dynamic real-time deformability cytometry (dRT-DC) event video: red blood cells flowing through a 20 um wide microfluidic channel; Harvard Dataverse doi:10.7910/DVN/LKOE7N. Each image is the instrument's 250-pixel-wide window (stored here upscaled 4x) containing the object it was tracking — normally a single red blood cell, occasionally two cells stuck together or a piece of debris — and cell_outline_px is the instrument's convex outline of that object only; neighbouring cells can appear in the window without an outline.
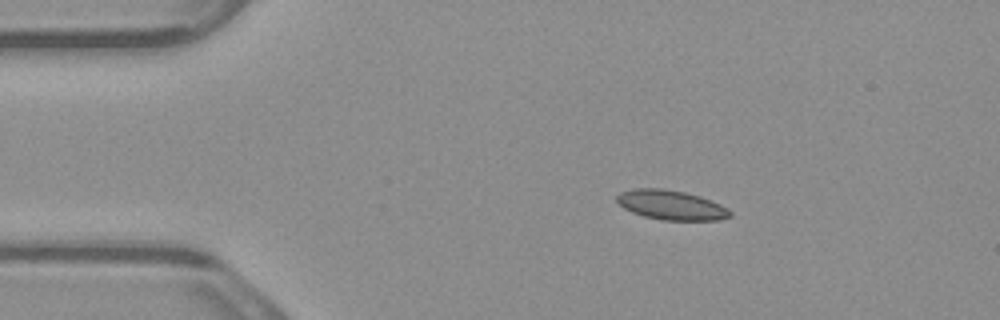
{"species": "common noctule bat (a hibernating species)", "species_latin": "Nyctalus noctula", "temperature_condition": "warm", "stored_images_in_passage": 4, "camera_frame_rate_fps": 3000, "um_per_image_px": 0.085, "animal": {"sex": "male", "body_mass_g": 23.1, "forearm_length_mm": 52.7}, "frame": {"image": 1, "passage_image": 1, "time_ms": 0.0, "image_size_px": [1000, 320], "cell_outline_px": [[732, 216], [720, 220], [664, 220], [644, 216], [632, 212], [624, 208], [616, 200], [616, 196], [620, 192], [632, 188], [664, 188], [684, 192], [700, 196], [720, 204], [728, 208], [732, 212]], "centroid_in_image_um": [57.05, 17.42], "position_along_channel_um": 27.9, "area_um2": 19.59}}
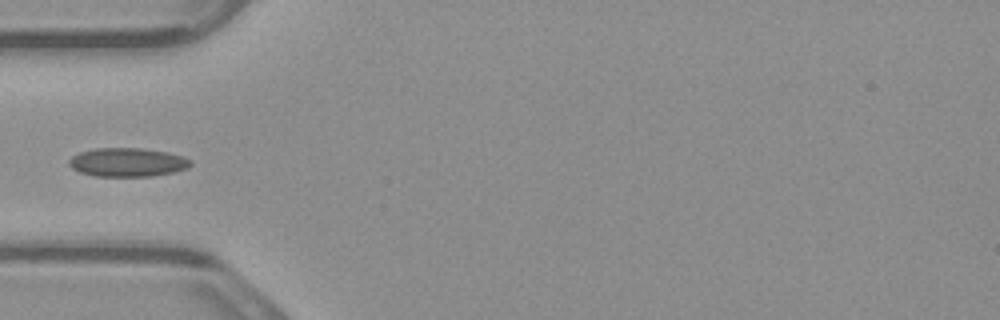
{"frame": {"image": 2, "passage_image": 3, "time_ms": 0.667, "image_size_px": [1000, 320], "cell_outline_px": [[192, 164], [188, 168], [172, 172], [152, 176], [96, 176], [80, 172], [72, 168], [68, 164], [68, 160], [72, 156], [80, 152], [92, 148], [140, 148], [168, 152], [192, 160]], "centroid_in_image_um": [10.82, 13.79], "position_along_channel_um": 74.2, "area_um2": 20.35}}
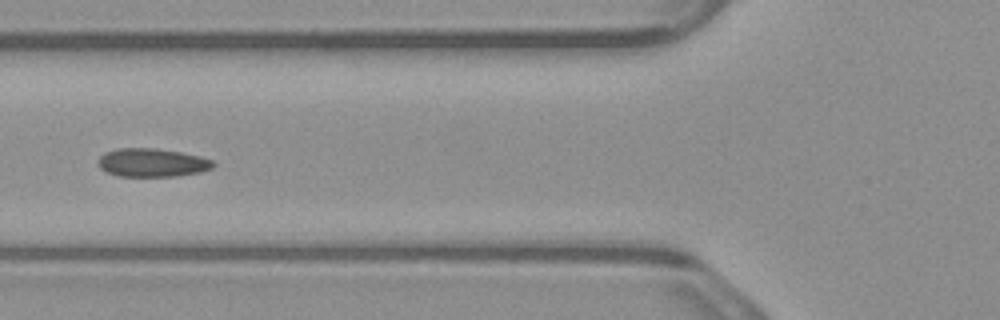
{"frame": {"image": 3, "passage_image": 4, "time_ms": 1.0, "image_size_px": [1000, 320], "cell_outline_px": [[216, 164], [212, 168], [200, 172], [180, 176], [116, 176], [100, 168], [96, 164], [96, 160], [104, 152], [116, 148], [156, 148], [180, 152], [200, 156], [212, 160]], "centroid_in_image_um": [12.9, 13.82], "position_along_channel_um": 112.9, "area_um2": 19.31}}